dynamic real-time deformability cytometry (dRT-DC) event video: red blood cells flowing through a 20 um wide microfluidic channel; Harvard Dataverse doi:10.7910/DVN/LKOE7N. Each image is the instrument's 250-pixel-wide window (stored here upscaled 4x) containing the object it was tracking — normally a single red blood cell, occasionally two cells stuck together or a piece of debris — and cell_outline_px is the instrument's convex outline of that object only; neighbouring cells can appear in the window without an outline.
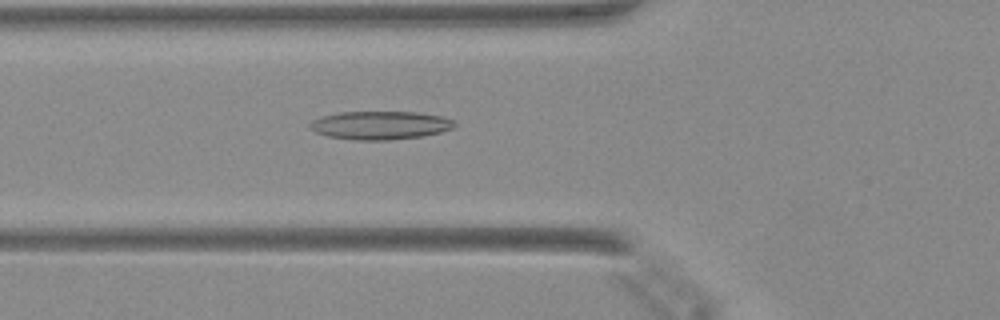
{"species": "Egyptian fruit bat (a non-hibernating species)", "species_latin": "Rousettus aegyptiacus", "temperature_condition": "warm", "stored_images_in_passage": 45, "camera_frame_rate_fps": 3000, "um_per_image_px": 0.085, "animal": {"sex": "female"}, "frame": {"image": 1, "passage_image": 15, "time_ms": 4.667, "image_size_px": [1000, 320], "cell_outline_px": [[456, 124], [452, 128], [440, 132], [420, 136], [388, 140], [352, 140], [328, 136], [316, 132], [308, 124], [312, 120], [320, 116], [340, 112], [416, 112], [440, 116], [452, 120]], "centroid_in_image_um": [32.27, 10.64], "position_along_channel_um": 93.5, "area_um2": 23.7}}
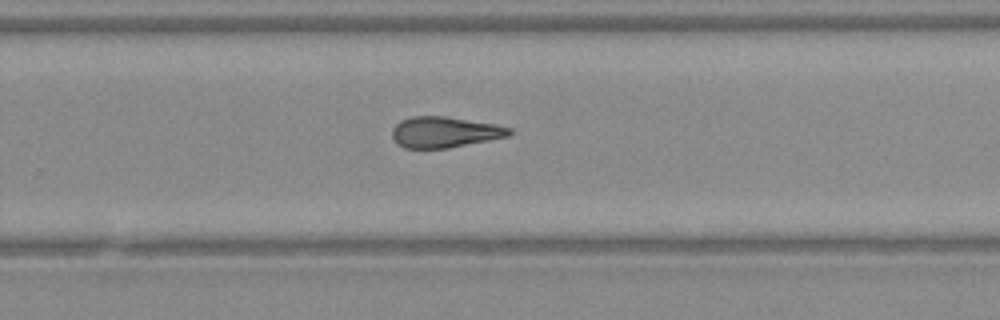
{"frame": {"image": 2, "passage_image": 29, "time_ms": 9.333, "image_size_px": [1000, 320], "cell_outline_px": [[512, 132], [508, 136], [448, 148], [404, 148], [396, 144], [392, 136], [392, 128], [400, 120], [412, 116], [444, 116], [492, 124], [512, 128]], "centroid_in_image_um": [37.73, 11.23], "position_along_channel_um": 292.1, "area_um2": 20.92}}
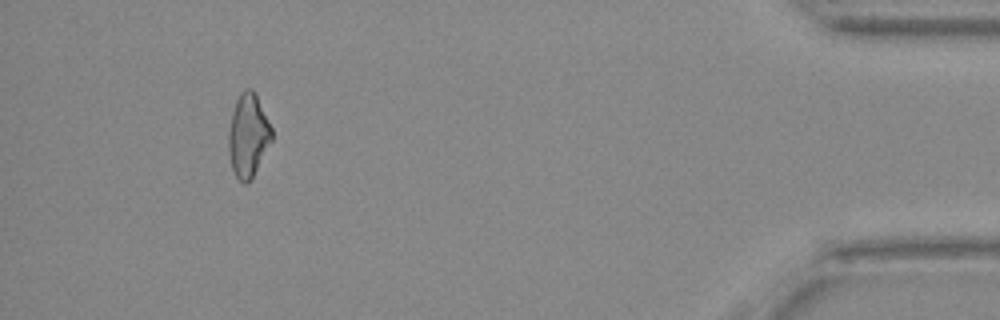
{"frame": {"image": 3, "passage_image": 42, "time_ms": 13.667, "image_size_px": [1000, 320], "cell_outline_px": [[272, 140], [252, 180], [244, 184], [236, 176], [232, 168], [228, 152], [228, 132], [232, 112], [236, 100], [240, 92], [244, 88], [252, 88], [256, 92], [272, 128]], "centroid_in_image_um": [21.1, 11.49], "position_along_channel_um": 414.1, "area_um2": 21.27}}